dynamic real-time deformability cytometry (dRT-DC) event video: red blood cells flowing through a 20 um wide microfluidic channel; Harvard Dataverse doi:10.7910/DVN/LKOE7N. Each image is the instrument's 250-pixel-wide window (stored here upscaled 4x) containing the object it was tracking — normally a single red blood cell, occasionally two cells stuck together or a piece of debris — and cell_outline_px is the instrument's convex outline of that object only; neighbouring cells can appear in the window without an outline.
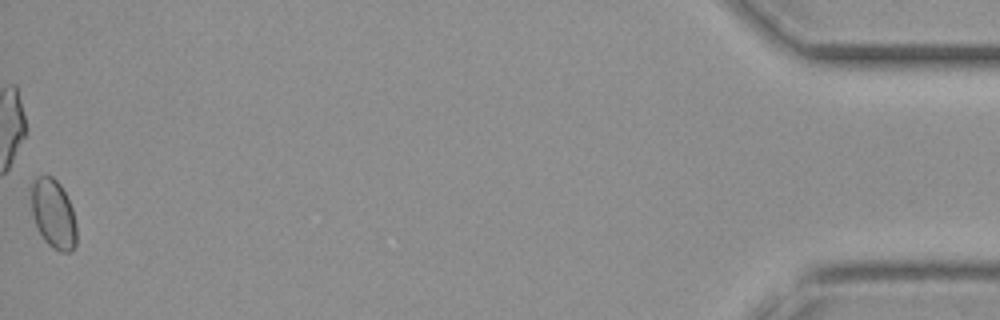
{"species": "common noctule bat (a hibernating species)", "species_latin": "Nyctalus noctula", "temperature_condition": "cold", "stored_images_in_passage": 55, "camera_frame_rate_fps": 3000, "um_per_image_px": 0.085, "animal": {"sex": "female", "body_mass_g": 19.3, "forearm_length_mm": 54.1}, "frame": {"image": 1, "passage_image": 55, "time_ms": 18.0, "image_size_px": [1000, 320], "cell_outline_px": [[76, 244], [68, 252], [60, 252], [52, 248], [44, 240], [36, 228], [32, 216], [28, 188], [36, 176], [52, 176], [60, 184], [72, 208], [76, 224]], "centroid_in_image_um": [4.47, 18.15], "position_along_channel_um": 430.7, "area_um2": 18.73}, "authors_computed_cell_mechanics": {"area_um2": 17.4556, "velocity_mm_per_s": 3.6772, "shape_relaxation_time_tau1_ms": 0.5401, "shape_relaxation_time_tau2_ms": null, "deformation_change_tau1": 0.1677, "deformation_change_tau2": null}}